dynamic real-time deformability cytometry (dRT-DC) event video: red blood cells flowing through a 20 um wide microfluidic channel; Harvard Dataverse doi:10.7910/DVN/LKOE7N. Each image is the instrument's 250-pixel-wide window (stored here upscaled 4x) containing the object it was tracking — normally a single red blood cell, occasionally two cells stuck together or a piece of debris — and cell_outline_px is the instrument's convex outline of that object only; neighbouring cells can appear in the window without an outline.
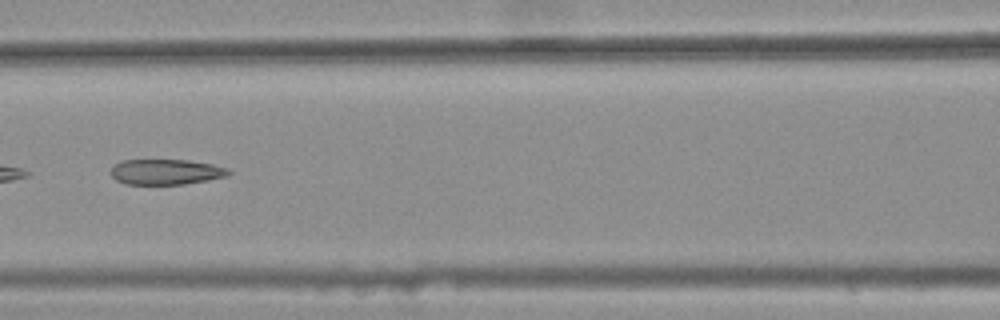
{"species": "common noctule bat (a hibernating species)", "species_latin": "Nyctalus noctula", "temperature_condition": "warm", "stored_images_in_passage": 14, "camera_frame_rate_fps": 3000, "um_per_image_px": 0.085, "animal": {"sex": "female", "body_mass_g": 25.1}, "frame": {"image": 1, "passage_image": 8, "time_ms": 2.333, "image_size_px": [1000, 320], "cell_outline_px": [[232, 172], [228, 176], [208, 180], [184, 184], [124, 184], [116, 180], [112, 176], [112, 168], [116, 164], [124, 160], [188, 160], [212, 164], [228, 168]], "centroid_in_image_um": [14.15, 14.61], "position_along_channel_um": 152.5, "area_um2": 17.4}}